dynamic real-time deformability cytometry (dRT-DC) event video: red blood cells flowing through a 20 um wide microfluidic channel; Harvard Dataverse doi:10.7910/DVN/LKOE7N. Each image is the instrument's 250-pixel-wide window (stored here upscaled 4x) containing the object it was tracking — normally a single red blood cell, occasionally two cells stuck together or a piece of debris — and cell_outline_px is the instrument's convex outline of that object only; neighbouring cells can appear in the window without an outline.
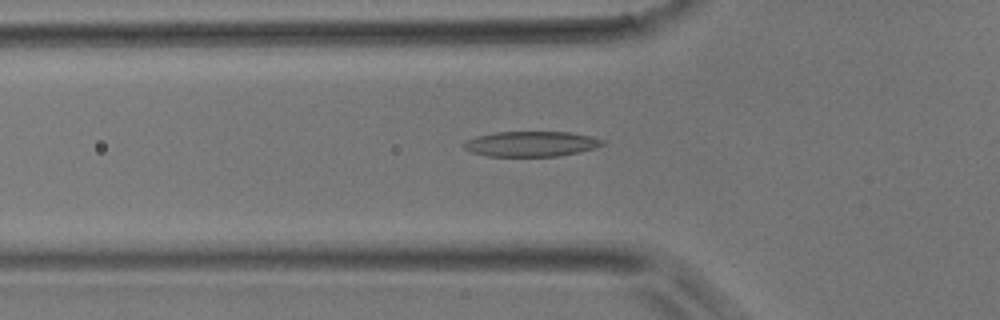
{"species": "common noctule bat (a hibernating species)", "species_latin": "Nyctalus noctula", "temperature_condition": "room temperature", "stored_images_in_passage": 45, "camera_frame_rate_fps": 3000, "um_per_image_px": 0.085, "animal": {"sex": "male", "body_mass_g": 17.9}, "frame": {"image": 1, "passage_image": 16, "time_ms": 5.0, "image_size_px": [1000, 320], "cell_outline_px": [[608, 144], [596, 148], [580, 152], [556, 156], [488, 156], [472, 152], [464, 148], [464, 144], [468, 140], [476, 136], [496, 132], [572, 132], [592, 136], [604, 140]], "centroid_in_image_um": [45.23, 12.23], "position_along_channel_um": 80.6, "area_um2": 20.46}}
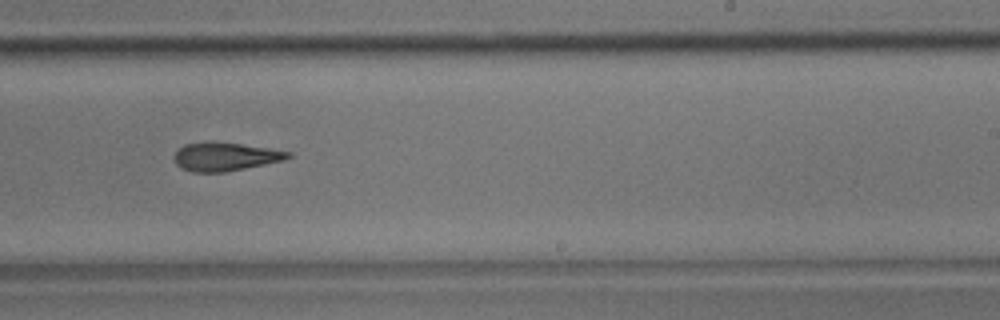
{"frame": {"image": 2, "passage_image": 29, "time_ms": 9.333, "image_size_px": [1000, 320], "cell_outline_px": [[292, 156], [284, 160], [224, 172], [192, 172], [180, 168], [176, 164], [172, 156], [184, 144], [212, 140], [268, 148], [292, 152]], "centroid_in_image_um": [19.09, 13.3], "position_along_channel_um": 269.9, "area_um2": 19.02}}
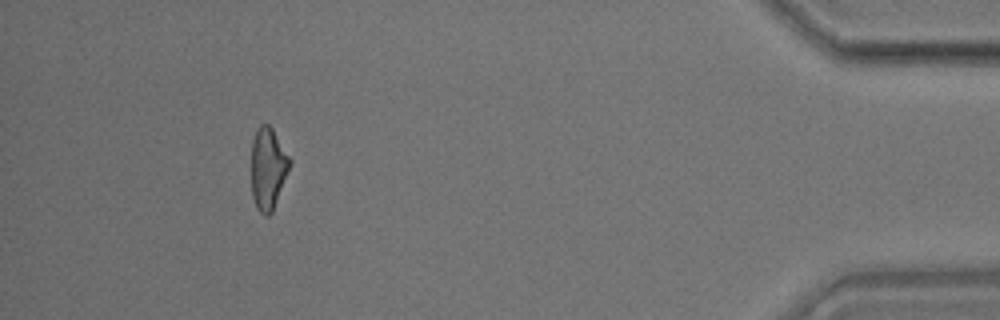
{"frame": {"image": 3, "passage_image": 43, "time_ms": 14.0, "image_size_px": [1000, 320], "cell_outline_px": [[292, 164], [272, 212], [268, 216], [264, 216], [256, 208], [252, 196], [252, 140], [256, 128], [260, 124], [268, 124], [272, 128], [292, 160]], "centroid_in_image_um": [22.79, 14.32], "position_along_channel_um": 412.4, "area_um2": 18.55}}